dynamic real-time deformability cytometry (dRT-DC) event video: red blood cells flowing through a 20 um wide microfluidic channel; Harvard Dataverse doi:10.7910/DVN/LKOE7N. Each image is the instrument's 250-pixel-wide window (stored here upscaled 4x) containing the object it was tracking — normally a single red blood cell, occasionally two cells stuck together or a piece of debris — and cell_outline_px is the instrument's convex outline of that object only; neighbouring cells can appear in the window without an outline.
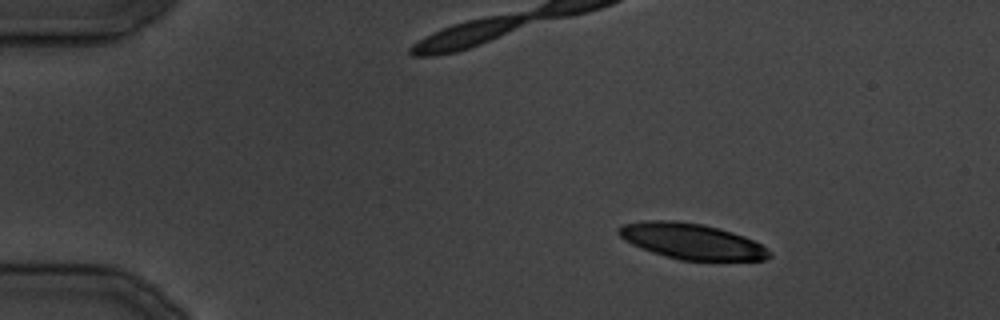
{"species": "common noctule bat (a hibernating species)", "species_latin": "Nyctalus noctula", "temperature_condition": "cold", "stored_images_in_passage": 14, "camera_frame_rate_fps": 3000, "um_per_image_px": 0.085, "animal": {"sex": "male", "body_mass_g": 19.5, "forearm_length_mm": 54.6}, "frame": {"image": 1, "passage_image": 5, "time_ms": 5.333, "image_size_px": [1000, 320], "cell_outline_px": [[772, 256], [764, 260], [680, 260], [652, 252], [640, 248], [624, 240], [616, 232], [616, 228], [624, 224], [644, 220], [672, 220], [700, 224], [732, 232], [744, 236], [760, 244], [772, 252]], "centroid_in_image_um": [58.76, 20.51], "position_along_channel_um": 26.2, "area_um2": 31.21}}